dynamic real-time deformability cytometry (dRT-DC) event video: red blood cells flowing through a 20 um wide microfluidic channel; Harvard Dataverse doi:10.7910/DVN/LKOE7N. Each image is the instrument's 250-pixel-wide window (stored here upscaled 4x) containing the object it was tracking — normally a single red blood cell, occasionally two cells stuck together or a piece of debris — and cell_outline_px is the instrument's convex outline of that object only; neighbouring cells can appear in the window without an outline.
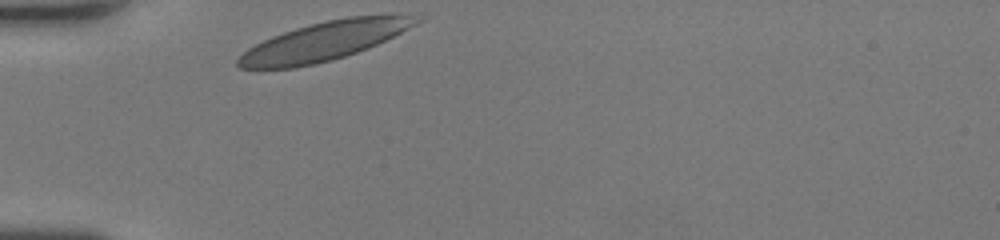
{"species": "human", "species_latin": "Homo sapiens", "temperature_condition": "room temperature", "stored_images_in_passage": 26, "camera_frame_rate_fps": 3000, "um_per_image_px": 0.085, "donor": {"sex": "female"}, "frame": {"image": 1, "passage_image": 1, "time_ms": 0.0, "image_size_px": [1000, 240], "cell_outline_px": [[432, 16], [368, 48], [332, 60], [296, 68], [240, 68], [236, 64], [236, 60], [248, 48], [272, 36], [296, 28], [328, 20], [348, 16], [420, 12]], "centroid_in_image_um": [27.73, 3.44], "position_along_channel_um": 57.3, "area_um2": 40.75}}
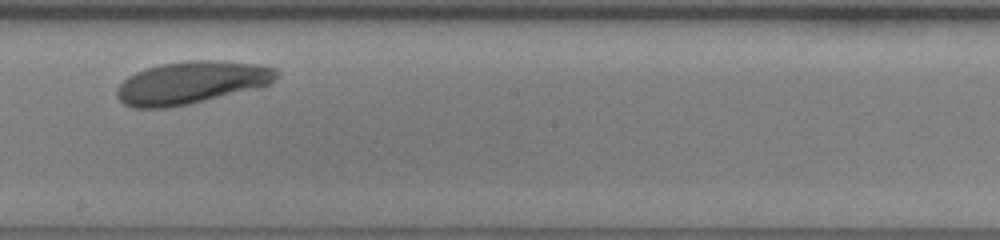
{"frame": {"image": 2, "passage_image": 15, "time_ms": 4.667, "image_size_px": [1000, 240], "cell_outline_px": [[280, 76], [272, 84], [256, 88], [188, 104], [164, 108], [132, 108], [124, 104], [116, 96], [116, 88], [128, 76], [136, 72], [160, 64], [188, 60], [216, 60], [256, 64], [280, 68]], "centroid_in_image_um": [16.3, 7.01], "position_along_channel_um": 231.9, "area_um2": 39.77}}
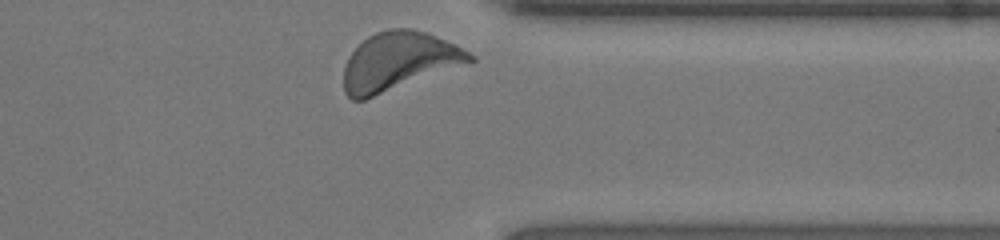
{"frame": {"image": 3, "passage_image": 26, "time_ms": 8.333, "image_size_px": [1000, 240], "cell_outline_px": [[476, 60], [364, 100], [352, 100], [344, 92], [344, 68], [348, 56], [368, 36], [376, 32], [388, 28], [412, 28], [436, 36], [476, 56]], "centroid_in_image_um": [33.85, 5.21], "position_along_channel_um": 377.6, "area_um2": 42.25}, "authors_computed_cell_mechanics": {"area_um2": 39.015, "velocity_mm_per_s": 4.0101, "shape_relaxation_time_tau1_ms": 2.8387, "shape_relaxation_time_tau2_ms": null, "deformation_change_tau1": 0.1208, "deformation_change_tau2": null}}